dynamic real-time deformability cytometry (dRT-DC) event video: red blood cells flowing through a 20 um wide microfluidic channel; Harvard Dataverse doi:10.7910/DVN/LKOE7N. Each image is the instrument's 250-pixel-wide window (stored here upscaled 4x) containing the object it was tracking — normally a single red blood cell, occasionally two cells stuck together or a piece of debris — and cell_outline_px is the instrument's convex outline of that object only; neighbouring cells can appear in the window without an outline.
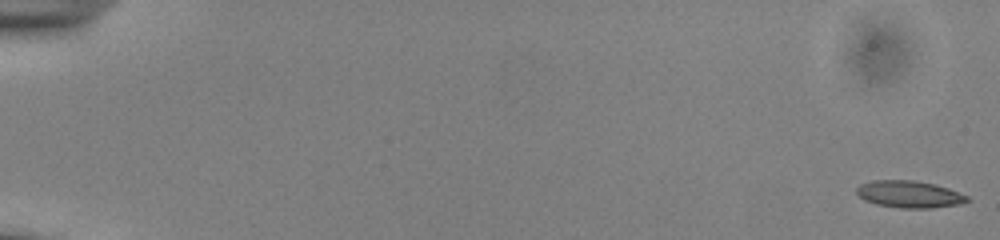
{"species": "common noctule bat (a hibernating species)", "species_latin": "Nyctalus noctula", "temperature_condition": "cold", "stored_images_in_passage": 55, "camera_frame_rate_fps": 3000, "um_per_image_px": 0.085, "animal": {"sex": "male", "body_mass_g": 13.0, "forearm_length_mm": 53.1}, "frame": {"image": 1, "passage_image": 1, "time_ms": 0.0, "image_size_px": [1000, 240], "cell_outline_px": [[972, 200], [960, 204], [932, 208], [900, 208], [876, 204], [864, 200], [856, 192], [856, 188], [860, 184], [872, 180], [912, 180], [932, 184], [948, 188], [968, 196]], "centroid_in_image_um": [77.29, 16.52], "position_along_channel_um": 7.7, "area_um2": 17.4}}
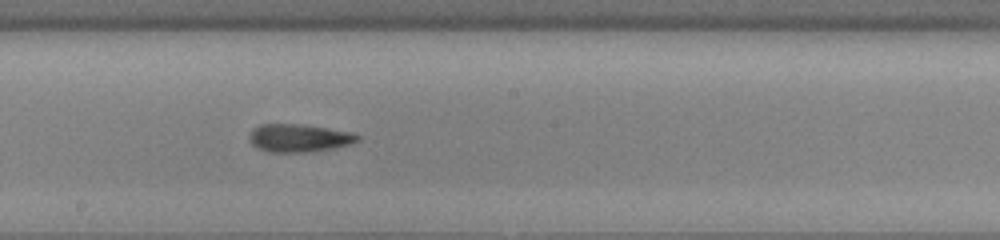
{"frame": {"image": 2, "passage_image": 32, "time_ms": 10.333, "image_size_px": [1000, 240], "cell_outline_px": [[360, 140], [352, 144], [332, 148], [308, 152], [268, 152], [256, 148], [248, 140], [248, 136], [252, 128], [260, 124], [300, 124], [352, 132], [360, 136]], "centroid_in_image_um": [25.38, 11.73], "position_along_channel_um": 222.8, "area_um2": 17.8}}
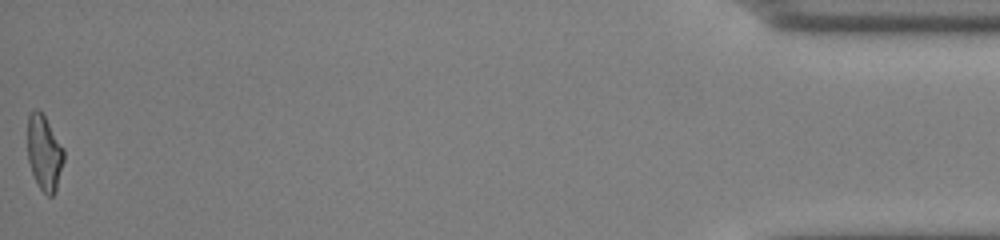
{"frame": {"image": 3, "passage_image": 55, "time_ms": 18.0, "image_size_px": [1000, 240], "cell_outline_px": [[64, 160], [56, 192], [52, 196], [48, 196], [40, 188], [32, 172], [28, 160], [28, 116], [32, 108], [36, 108], [44, 116], [64, 148]], "centroid_in_image_um": [3.77, 12.99], "position_along_channel_um": 431.4, "area_um2": 15.84}, "authors_computed_cell_mechanics": {"area_um2": 17.1666, "velocity_mm_per_s": 3.8647, "shape_relaxation_time_tau1_ms": 3.6635, "shape_relaxation_time_tau2_ms": 2.3141, "deformation_change_tau1": 0.1134, "deformation_change_tau2": 0.0932}}